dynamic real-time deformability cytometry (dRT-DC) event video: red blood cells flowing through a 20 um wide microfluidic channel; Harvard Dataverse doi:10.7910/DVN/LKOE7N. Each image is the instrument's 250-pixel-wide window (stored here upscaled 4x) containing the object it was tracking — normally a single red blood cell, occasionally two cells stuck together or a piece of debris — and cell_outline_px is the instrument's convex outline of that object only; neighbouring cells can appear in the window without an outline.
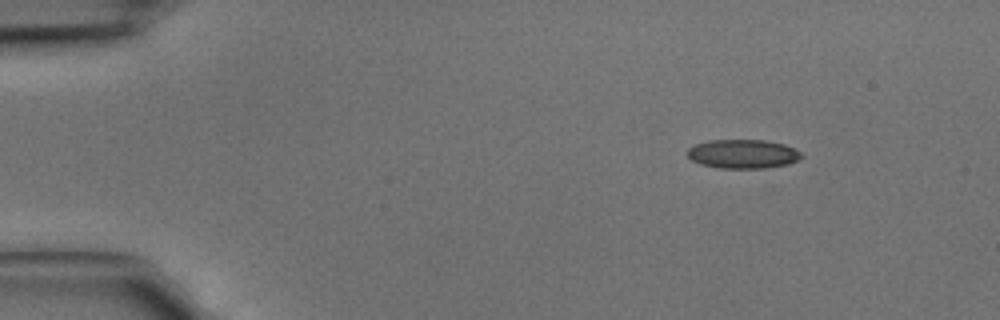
{"species": "common noctule bat (a hibernating species)", "species_latin": "Nyctalus noctula", "temperature_condition": "cold", "stored_images_in_passage": 3, "camera_frame_rate_fps": 3000, "um_per_image_px": 0.085, "animal": {"sex": "male", "body_mass_g": 15.6}, "frame": {"image": 1, "passage_image": 1, "time_ms": 0.0, "image_size_px": [1000, 320], "cell_outline_px": [[804, 156], [788, 164], [764, 168], [720, 168], [700, 164], [692, 160], [688, 156], [688, 148], [696, 144], [708, 140], [764, 140], [784, 144], [800, 152]], "centroid_in_image_um": [63.13, 13.08], "position_along_channel_um": 21.9, "area_um2": 19.13}}
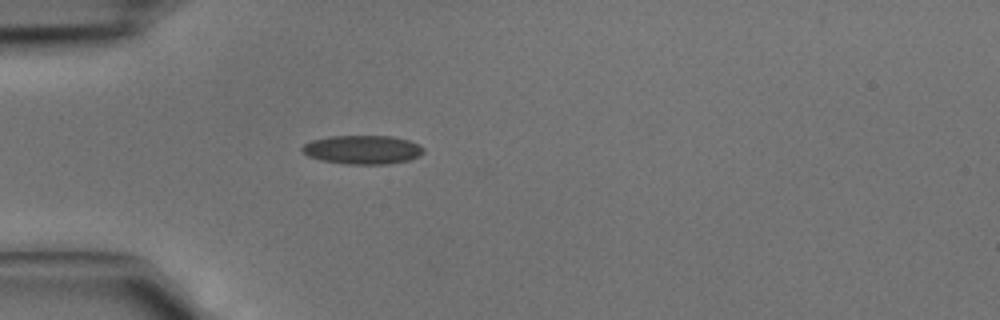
{"frame": {"image": 2, "passage_image": 3, "time_ms": 0.667, "image_size_px": [1000, 320], "cell_outline_px": [[424, 152], [420, 156], [408, 160], [388, 164], [348, 164], [320, 160], [308, 156], [300, 148], [304, 144], [312, 140], [328, 136], [392, 136], [408, 140], [420, 144], [424, 148]], "centroid_in_image_um": [30.83, 12.72], "position_along_channel_um": 54.2, "area_um2": 20.46}}